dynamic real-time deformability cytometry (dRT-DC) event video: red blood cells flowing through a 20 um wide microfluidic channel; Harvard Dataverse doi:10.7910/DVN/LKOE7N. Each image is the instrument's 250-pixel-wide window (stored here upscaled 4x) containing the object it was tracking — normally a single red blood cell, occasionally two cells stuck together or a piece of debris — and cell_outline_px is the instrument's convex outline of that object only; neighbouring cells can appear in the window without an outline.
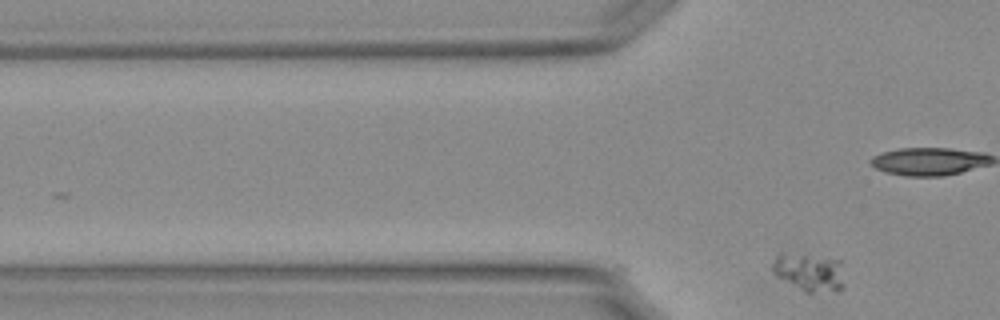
{"species": "Egyptian fruit bat (a non-hibernating species)", "species_latin": "Rousettus aegyptiacus", "temperature_condition": "warm", "stored_images_in_passage": 4, "camera_frame_rate_fps": 3000, "um_per_image_px": 0.085, "animal": {"sex": "female"}, "frame": {"image": 1, "passage_image": 4, "time_ms": 1.0, "image_size_px": [1000, 320], "cell_outline_px": [[844, 288], [812, 292], [804, 292], [776, 276], [772, 272], [772, 264], [776, 256], [804, 256], [840, 260], [844, 284]], "centroid_in_image_um": [68.8, 23.19], "position_along_channel_um": 57.0, "area_um2": 15.03}}